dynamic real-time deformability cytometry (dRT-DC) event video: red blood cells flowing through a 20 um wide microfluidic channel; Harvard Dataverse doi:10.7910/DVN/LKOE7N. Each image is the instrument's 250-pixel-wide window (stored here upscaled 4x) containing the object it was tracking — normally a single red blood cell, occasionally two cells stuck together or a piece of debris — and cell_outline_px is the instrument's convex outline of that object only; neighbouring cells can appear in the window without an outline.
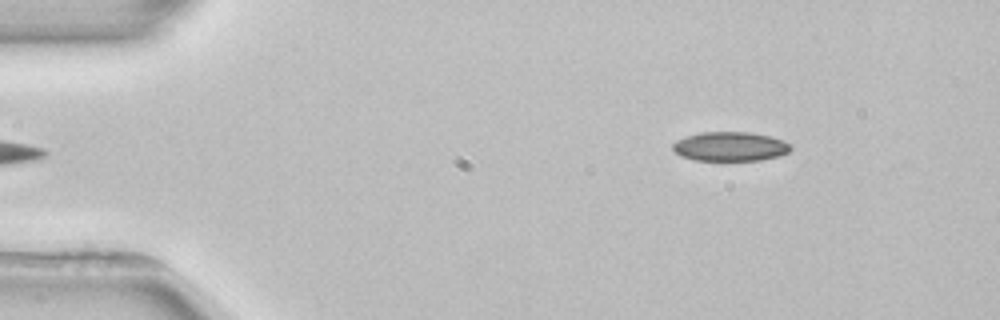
{"species": "common noctule bat (a hibernating species)", "species_latin": "Nyctalus noctula", "temperature_condition": "room temperature", "stored_images_in_passage": 4, "segment_of_instrument_passage": [2, 2], "camera_frame_rate_fps": 3000, "um_per_image_px": 0.085, "animal": {"sex": "female", "body_mass_g": 22.7, "forearm_length_mm": 54.2}, "frame": {"image": 1, "passage_image": 4, "time_ms": 4.0, "image_size_px": [1000, 320], "cell_outline_px": [[792, 148], [788, 152], [776, 156], [760, 160], [696, 160], [680, 156], [672, 148], [672, 144], [676, 140], [684, 136], [704, 132], [752, 132], [784, 140], [792, 144]], "centroid_in_image_um": [62.06, 12.44], "position_along_channel_um": 22.9, "area_um2": 20.11}}